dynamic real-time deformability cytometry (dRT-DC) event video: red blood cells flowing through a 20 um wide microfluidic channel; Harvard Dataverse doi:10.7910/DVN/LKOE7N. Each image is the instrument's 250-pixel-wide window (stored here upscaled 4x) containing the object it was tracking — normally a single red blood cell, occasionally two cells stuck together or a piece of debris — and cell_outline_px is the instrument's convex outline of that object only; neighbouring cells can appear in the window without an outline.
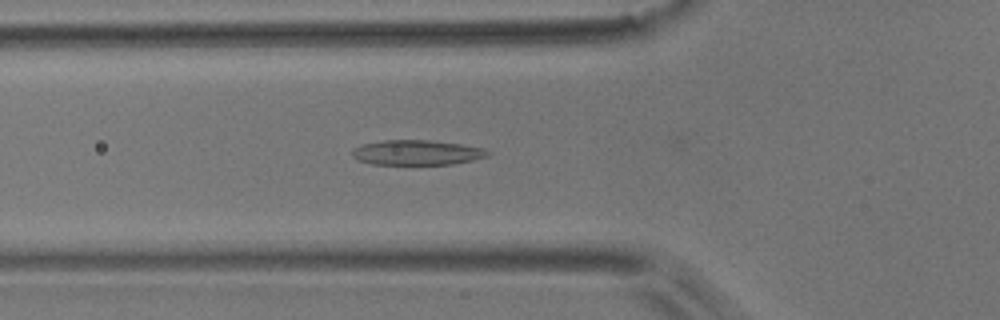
{"species": "common noctule bat (a hibernating species)", "species_latin": "Nyctalus noctula", "temperature_condition": "room temperature", "stored_images_in_passage": 53, "camera_frame_rate_fps": 3000, "um_per_image_px": 0.085, "animal": {"sex": "male", "body_mass_g": 17.9}, "frame": {"image": 1, "passage_image": 18, "time_ms": 5.667, "image_size_px": [1000, 320], "cell_outline_px": [[492, 152], [488, 156], [472, 160], [452, 164], [372, 164], [356, 160], [352, 156], [352, 148], [360, 144], [384, 140], [428, 140], [460, 144], [484, 148]], "centroid_in_image_um": [35.4, 12.96], "position_along_channel_um": 90.4, "area_um2": 19.83}}
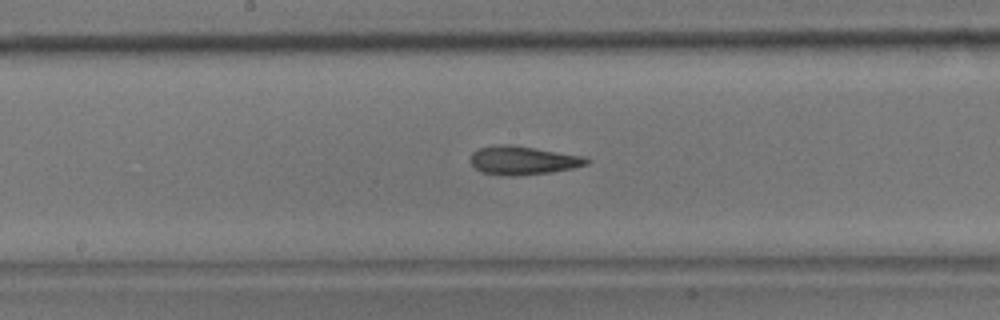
{"frame": {"image": 2, "passage_image": 27, "time_ms": 8.667, "image_size_px": [1000, 320], "cell_outline_px": [[592, 160], [588, 164], [572, 168], [552, 172], [516, 176], [504, 176], [484, 172], [476, 168], [472, 164], [472, 152], [480, 148], [500, 144], [512, 144], [584, 156]], "centroid_in_image_um": [44.5, 13.63], "position_along_channel_um": 203.7, "area_um2": 19.31}}
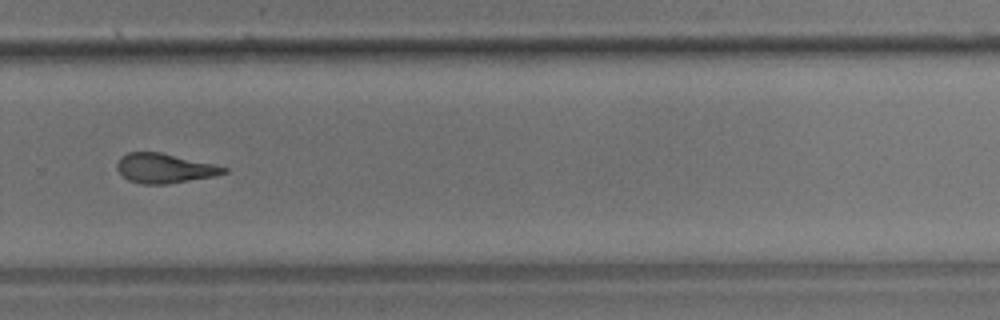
{"frame": {"image": 3, "passage_image": 36, "time_ms": 11.667, "image_size_px": [1000, 320], "cell_outline_px": [[228, 172], [212, 176], [164, 184], [140, 184], [128, 180], [116, 168], [116, 164], [120, 156], [128, 152], [160, 152], [212, 164], [228, 168]], "centroid_in_image_um": [13.92, 14.3], "position_along_channel_um": 315.9, "area_um2": 18.09}, "authors_computed_cell_mechanics": {"area_um2": 19.3052, "velocity_mm_per_s": 3.7508, "shape_relaxation_time_tau1_ms": 10.5033, "shape_relaxation_time_tau2_ms": 3.5672, "deformation_change_tau1": 0.2551, "deformation_change_tau2": 0.144}}